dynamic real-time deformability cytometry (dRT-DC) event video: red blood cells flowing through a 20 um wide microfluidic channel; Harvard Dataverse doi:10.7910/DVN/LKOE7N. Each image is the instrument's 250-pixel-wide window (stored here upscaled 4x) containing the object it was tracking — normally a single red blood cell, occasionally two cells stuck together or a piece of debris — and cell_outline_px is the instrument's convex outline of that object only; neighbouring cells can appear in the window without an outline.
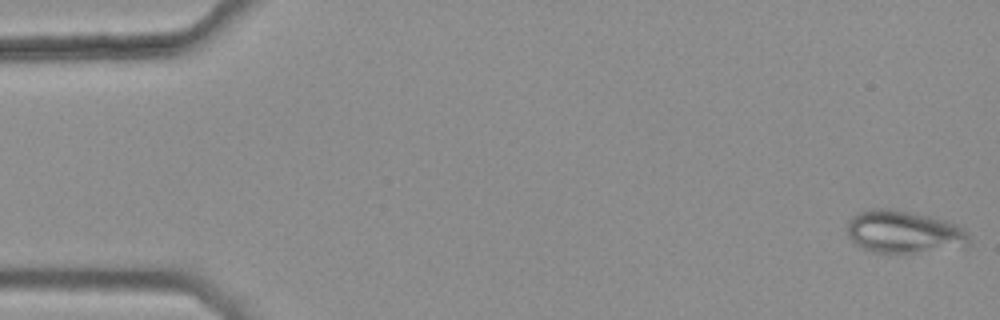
{"species": "common noctule bat (a hibernating species)", "species_latin": "Nyctalus noctula", "temperature_condition": "warm", "stored_images_in_passage": 5, "camera_frame_rate_fps": 3000, "um_per_image_px": 0.085, "animal": {"sex": "female", "body_mass_g": 25.1}, "frame": {"image": 1, "passage_image": 1, "time_ms": 0.0, "image_size_px": [1000, 320], "cell_outline_px": [[972, 244], [964, 248], [912, 252], [872, 252], [860, 248], [848, 236], [848, 220], [856, 212], [864, 208], [888, 208], [912, 212], [932, 216], [956, 224], [964, 228], [968, 232]], "centroid_in_image_um": [76.85, 19.7], "position_along_channel_um": 8.1, "area_um2": 30.87}}